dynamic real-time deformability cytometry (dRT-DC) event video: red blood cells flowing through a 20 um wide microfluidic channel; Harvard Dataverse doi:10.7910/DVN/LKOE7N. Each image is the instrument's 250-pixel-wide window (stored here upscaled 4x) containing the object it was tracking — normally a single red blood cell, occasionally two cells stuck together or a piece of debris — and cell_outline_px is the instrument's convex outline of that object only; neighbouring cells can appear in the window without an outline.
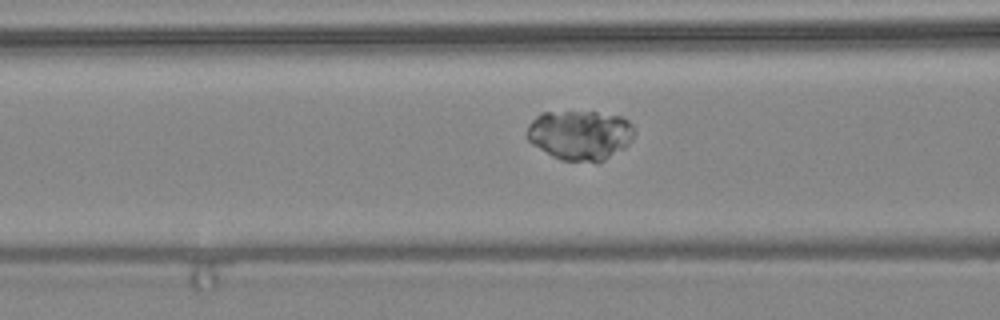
{"species": "common noctule bat (a hibernating species)", "species_latin": "Nyctalus noctula", "temperature_condition": "warm", "stored_images_in_passage": 14, "camera_frame_rate_fps": 3000, "um_per_image_px": 0.085, "animal": {"sex": "female", "body_mass_g": 24.6, "forearm_length_mm": 56.2}, "frame": {"image": 1, "passage_image": 12, "time_ms": 3.667, "image_size_px": [1000, 320], "cell_outline_px": [[636, 132], [632, 140], [624, 148], [604, 160], [596, 164], [560, 160], [552, 156], [532, 144], [528, 140], [528, 124], [540, 112], [596, 112], [620, 116], [628, 120], [632, 124]], "centroid_in_image_um": [49.33, 11.5], "position_along_channel_um": 117.3, "area_um2": 31.56}}